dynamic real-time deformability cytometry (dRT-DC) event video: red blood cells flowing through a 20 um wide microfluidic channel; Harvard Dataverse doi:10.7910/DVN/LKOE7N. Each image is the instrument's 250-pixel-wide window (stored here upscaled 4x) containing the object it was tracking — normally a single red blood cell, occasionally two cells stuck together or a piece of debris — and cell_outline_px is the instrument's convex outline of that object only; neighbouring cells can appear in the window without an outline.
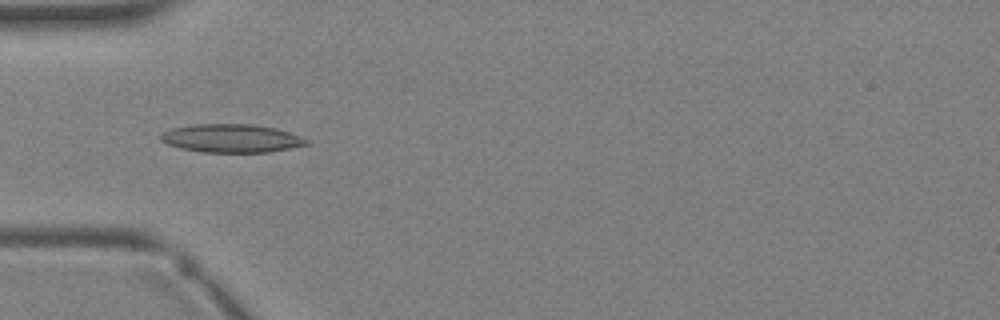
{"species": "Egyptian fruit bat (a non-hibernating species)", "species_latin": "Rousettus aegyptiacus", "temperature_condition": "warm", "stored_images_in_passage": 3, "camera_frame_rate_fps": 3000, "um_per_image_px": 0.085, "animal": {"sex": "female"}, "frame": {"image": 1, "passage_image": 3, "time_ms": 2.333, "image_size_px": [1000, 320], "cell_outline_px": [[308, 144], [268, 152], [200, 152], [180, 148], [168, 144], [160, 140], [160, 136], [164, 132], [172, 128], [192, 124], [252, 124], [276, 128], [300, 136], [308, 140]], "centroid_in_image_um": [19.64, 11.75], "position_along_channel_um": 65.4, "area_um2": 23.93}}